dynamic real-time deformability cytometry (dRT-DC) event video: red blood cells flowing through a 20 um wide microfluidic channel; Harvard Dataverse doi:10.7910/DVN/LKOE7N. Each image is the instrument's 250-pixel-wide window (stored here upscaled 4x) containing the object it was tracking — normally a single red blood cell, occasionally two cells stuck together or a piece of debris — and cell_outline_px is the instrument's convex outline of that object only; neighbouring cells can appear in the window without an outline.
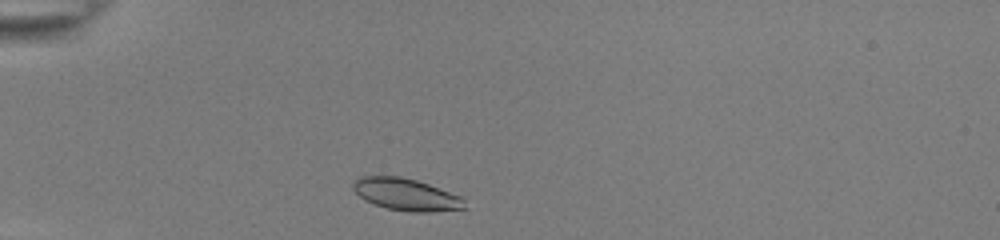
{"species": "common noctule bat (a hibernating species)", "species_latin": "Nyctalus noctula", "temperature_condition": "room temperature", "stored_images_in_passage": 34, "camera_frame_rate_fps": 3000, "um_per_image_px": 0.085, "animal": {"sex": "female", "body_mass_g": 22.0, "forearm_length_mm": 56.7}, "frame": {"image": 1, "passage_image": 2, "time_ms": 0.333, "image_size_px": [1000, 240], "cell_outline_px": [[464, 208], [432, 212], [412, 212], [388, 208], [364, 200], [352, 188], [352, 184], [360, 176], [400, 176], [416, 180], [440, 188], [460, 196], [464, 200]], "centroid_in_image_um": [34.5, 16.52], "position_along_channel_um": 50.5, "area_um2": 20.58}}
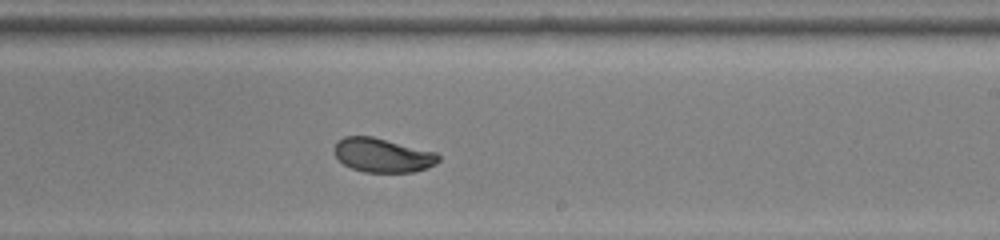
{"frame": {"image": 2, "passage_image": 20, "time_ms": 6.333, "image_size_px": [1000, 240], "cell_outline_px": [[440, 160], [436, 164], [412, 172], [364, 172], [352, 168], [344, 164], [332, 152], [332, 148], [336, 140], [344, 136], [372, 136], [436, 152], [440, 156]], "centroid_in_image_um": [32.48, 13.18], "position_along_channel_um": 256.5, "area_um2": 20.81}}
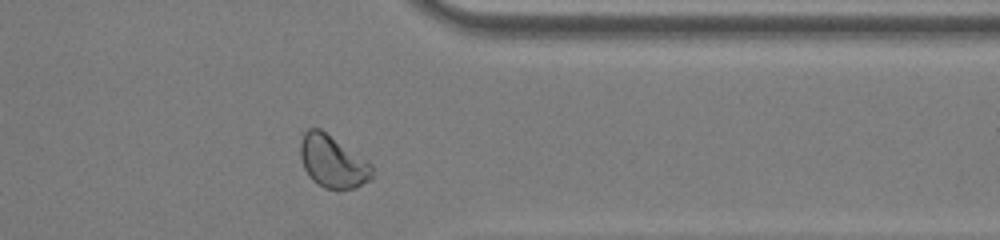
{"frame": {"image": 3, "passage_image": 30, "time_ms": 9.667, "image_size_px": [1000, 240], "cell_outline_px": [[372, 180], [356, 188], [324, 188], [316, 184], [308, 176], [304, 168], [300, 156], [300, 140], [304, 132], [308, 128], [320, 128], [372, 164]], "centroid_in_image_um": [28.26, 13.74], "position_along_channel_um": 383.1, "area_um2": 21.91}, "authors_computed_cell_mechanics": {"area_um2": 21.2126, "velocity_mm_per_s": 3.86, "shape_relaxation_time_tau1_ms": 3.5123, "shape_relaxation_time_tau2_ms": null, "deformation_change_tau1": 0.1381, "deformation_change_tau2": null}}